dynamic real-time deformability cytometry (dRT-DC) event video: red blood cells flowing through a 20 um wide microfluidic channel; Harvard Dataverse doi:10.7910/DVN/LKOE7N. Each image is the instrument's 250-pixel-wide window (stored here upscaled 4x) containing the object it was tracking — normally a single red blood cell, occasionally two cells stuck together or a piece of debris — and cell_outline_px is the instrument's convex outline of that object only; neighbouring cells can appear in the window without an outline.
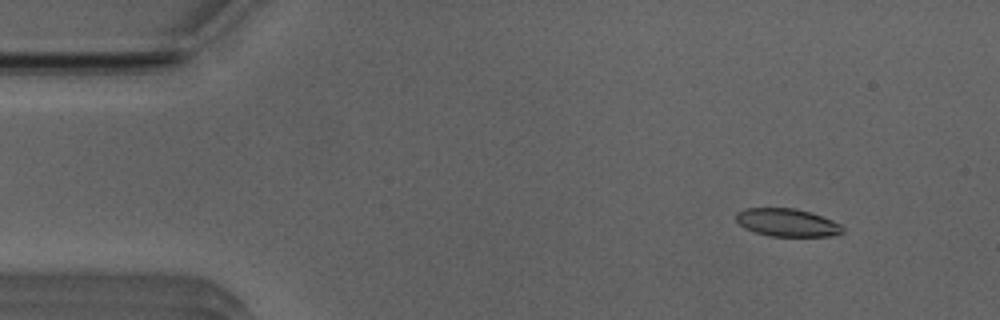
{"species": "Egyptian fruit bat (a non-hibernating species)", "species_latin": "Rousettus aegyptiacus", "temperature_condition": "room temperature", "stored_images_in_passage": 11, "camera_frame_rate_fps": 3000, "um_per_image_px": 0.085, "animal": {"sex": "male"}, "frame": {"image": 1, "passage_image": 1, "time_ms": 0.0, "image_size_px": [1000, 320], "cell_outline_px": [[844, 232], [832, 236], [768, 236], [744, 228], [736, 220], [736, 212], [744, 208], [792, 208], [808, 212], [832, 220], [840, 224], [844, 228]], "centroid_in_image_um": [66.89, 18.92], "position_along_channel_um": 18.1, "area_um2": 17.22}}